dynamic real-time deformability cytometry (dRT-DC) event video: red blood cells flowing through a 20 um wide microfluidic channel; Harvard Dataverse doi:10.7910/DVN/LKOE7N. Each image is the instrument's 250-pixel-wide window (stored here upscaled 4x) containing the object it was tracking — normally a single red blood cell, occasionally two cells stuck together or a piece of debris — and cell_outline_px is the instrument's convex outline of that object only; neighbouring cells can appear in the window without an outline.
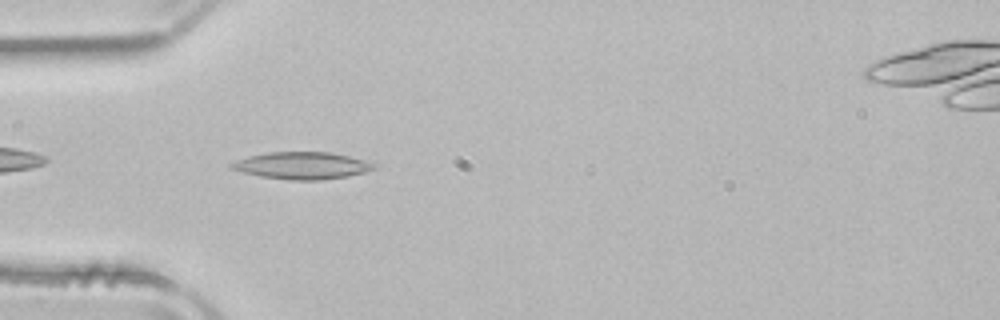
{"species": "common noctule bat (a hibernating species)", "species_latin": "Nyctalus noctula", "temperature_condition": "room temperature", "stored_images_in_passage": 39, "camera_frame_rate_fps": 3000, "um_per_image_px": 0.085, "animal": {"sex": "male", "body_mass_g": 21.5, "forearm_length_mm": 52.0}, "frame": {"image": 1, "passage_image": 3, "time_ms": 0.667, "image_size_px": [1000, 320], "cell_outline_px": [[376, 168], [364, 172], [348, 176], [320, 180], [292, 180], [260, 176], [244, 172], [232, 168], [228, 164], [248, 156], [268, 152], [332, 152], [368, 160], [376, 164]], "centroid_in_image_um": [25.73, 14.06], "position_along_channel_um": 59.3, "area_um2": 22.48}}
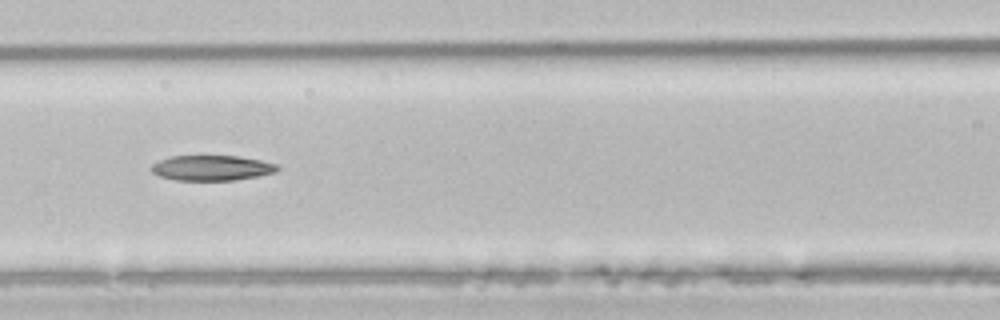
{"frame": {"image": 2, "passage_image": 10, "time_ms": 3.0, "image_size_px": [1000, 320], "cell_outline_px": [[280, 168], [276, 172], [236, 180], [176, 180], [160, 176], [152, 172], [152, 164], [160, 160], [172, 156], [236, 156], [260, 160], [276, 164]], "centroid_in_image_um": [18.01, 14.27], "position_along_channel_um": 148.6, "area_um2": 18.32}}
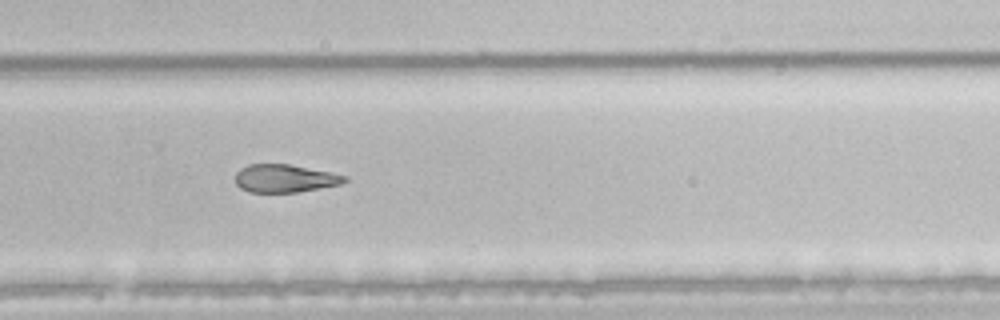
{"frame": {"image": 3, "passage_image": 22, "time_ms": 7.0, "image_size_px": [1000, 320], "cell_outline_px": [[348, 180], [340, 184], [296, 192], [248, 192], [240, 188], [236, 184], [236, 172], [240, 168], [248, 164], [288, 164], [332, 172], [348, 176]], "centroid_in_image_um": [24.2, 15.15], "position_along_channel_um": 305.6, "area_um2": 17.8}}